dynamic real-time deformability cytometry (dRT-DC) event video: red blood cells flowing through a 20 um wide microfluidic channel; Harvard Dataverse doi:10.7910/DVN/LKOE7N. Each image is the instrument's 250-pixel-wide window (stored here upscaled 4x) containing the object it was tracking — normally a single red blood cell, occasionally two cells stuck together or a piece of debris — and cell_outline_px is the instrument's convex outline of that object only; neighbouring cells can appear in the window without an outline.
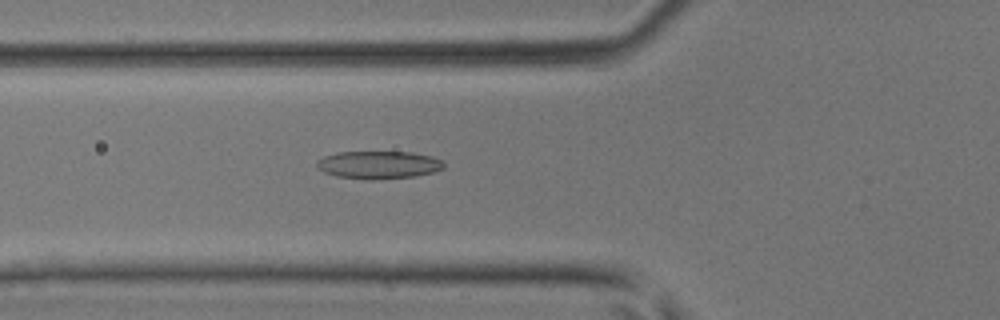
{"species": "common noctule bat (a hibernating species)", "species_latin": "Nyctalus noctula", "temperature_condition": "room temperature", "stored_images_in_passage": 47, "camera_frame_rate_fps": 3000, "um_per_image_px": 0.085, "animal": {"sex": "male", "body_mass_g": 17.9, "forearm_length_mm": 54.2}, "frame": {"image": 1, "passage_image": 18, "time_ms": 5.667, "image_size_px": [1000, 320], "cell_outline_px": [[444, 168], [432, 172], [416, 176], [372, 180], [368, 180], [336, 176], [324, 172], [316, 168], [316, 160], [324, 156], [336, 152], [412, 152], [432, 156], [440, 160], [444, 164]], "centroid_in_image_um": [32.14, 14.01], "position_along_channel_um": 93.7, "area_um2": 20.69}}
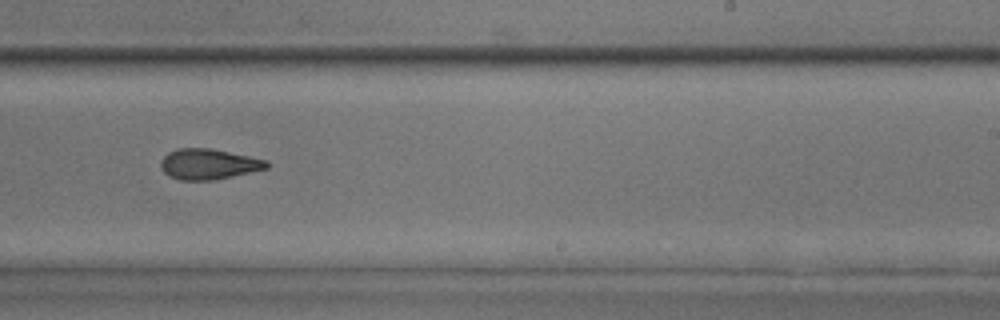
{"frame": {"image": 2, "passage_image": 30, "time_ms": 9.667, "image_size_px": [1000, 320], "cell_outline_px": [[268, 168], [212, 180], [180, 180], [168, 176], [160, 168], [160, 160], [168, 152], [176, 148], [212, 148], [268, 160]], "centroid_in_image_um": [17.68, 13.94], "position_along_channel_um": 271.3, "area_um2": 18.9}}
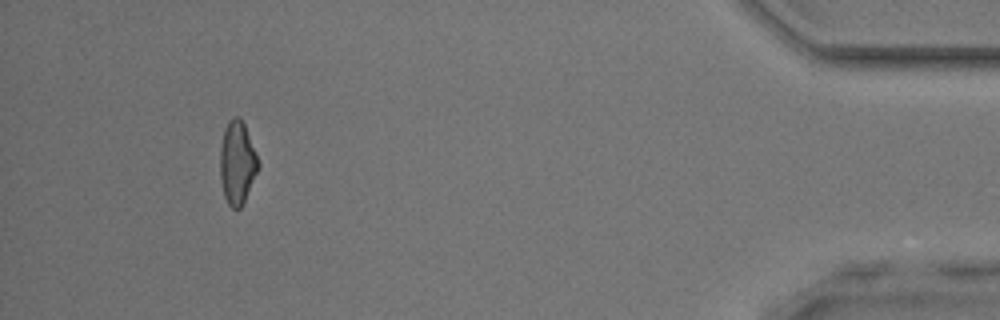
{"frame": {"image": 3, "passage_image": 44, "time_ms": 14.333, "image_size_px": [1000, 320], "cell_outline_px": [[260, 168], [240, 208], [232, 208], [228, 204], [224, 196], [220, 180], [220, 148], [224, 128], [228, 120], [232, 116], [240, 116], [244, 124], [260, 164]], "centroid_in_image_um": [20.15, 13.81], "position_along_channel_um": 415.0, "area_um2": 18.55}}